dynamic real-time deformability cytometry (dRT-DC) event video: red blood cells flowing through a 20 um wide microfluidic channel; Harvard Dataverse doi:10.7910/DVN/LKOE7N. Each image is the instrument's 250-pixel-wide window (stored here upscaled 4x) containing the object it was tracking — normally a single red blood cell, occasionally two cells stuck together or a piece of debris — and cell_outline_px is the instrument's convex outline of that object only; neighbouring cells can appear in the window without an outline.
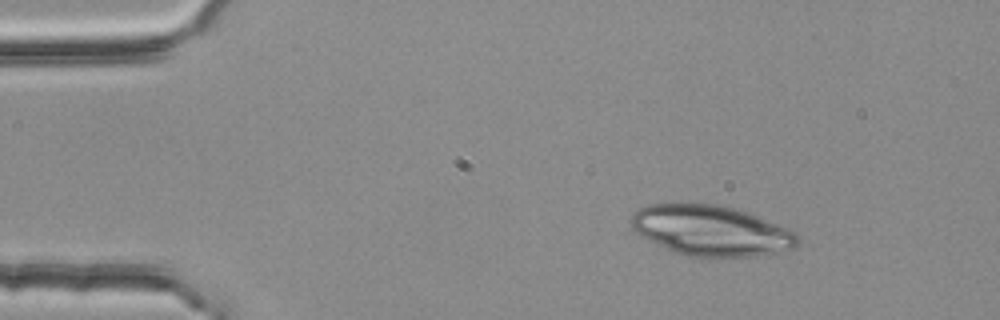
{"species": "common noctule bat (a hibernating species)", "species_latin": "Nyctalus noctula", "temperature_condition": "room temperature", "stored_images_in_passage": 2, "camera_frame_rate_fps": 3000, "um_per_image_px": 0.085, "animal": {"sex": "female", "body_mass_g": 25.1}, "frame": {"image": 1, "passage_image": 1, "time_ms": 0.0, "image_size_px": [1000, 320], "cell_outline_px": [[800, 240], [796, 248], [780, 252], [756, 256], [688, 256], [676, 252], [648, 240], [640, 236], [632, 228], [628, 220], [640, 208], [648, 204], [716, 204], [748, 212], [788, 228], [800, 236]], "centroid_in_image_um": [60.47, 19.6], "position_along_channel_um": 24.5, "area_um2": 48.73}}